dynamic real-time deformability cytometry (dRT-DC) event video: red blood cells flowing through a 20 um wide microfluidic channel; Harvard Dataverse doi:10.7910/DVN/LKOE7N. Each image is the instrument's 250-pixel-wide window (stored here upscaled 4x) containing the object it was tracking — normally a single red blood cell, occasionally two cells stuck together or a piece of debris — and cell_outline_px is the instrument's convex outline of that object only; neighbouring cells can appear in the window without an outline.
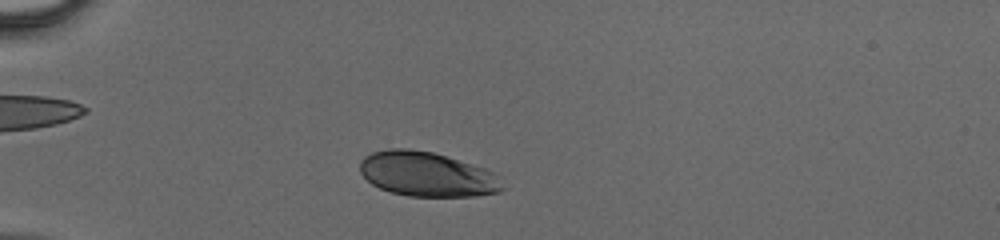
{"species": "human", "species_latin": "Homo sapiens", "temperature_condition": "cold", "stored_images_in_passage": 35, "camera_frame_rate_fps": 3000, "um_per_image_px": 0.085, "donor": {"sex": "male"}, "frame": {"image": 1, "passage_image": 8, "time_ms": 2.333, "image_size_px": [1000, 240], "cell_outline_px": [[504, 188], [500, 192], [476, 196], [408, 196], [392, 192], [380, 188], [372, 184], [360, 172], [360, 160], [364, 156], [372, 152], [388, 148], [408, 148], [432, 152], [484, 168], [500, 176]], "centroid_in_image_um": [36.29, 14.81], "position_along_channel_um": 48.7, "area_um2": 37.05}}
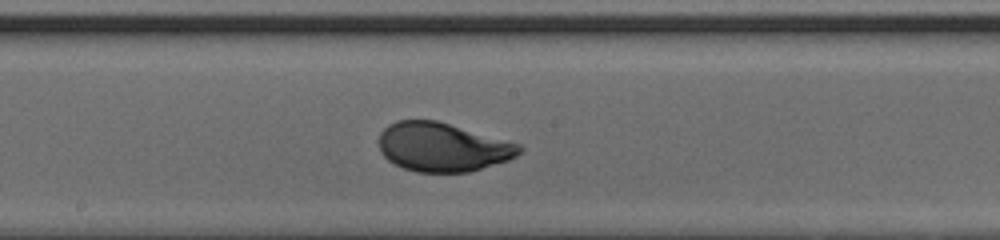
{"frame": {"image": 2, "passage_image": 21, "time_ms": 6.667, "image_size_px": [1000, 240], "cell_outline_px": [[524, 148], [516, 156], [508, 160], [468, 172], [416, 172], [404, 168], [388, 160], [380, 152], [380, 132], [388, 124], [396, 120], [436, 120], [520, 144]], "centroid_in_image_um": [37.6, 12.5], "position_along_channel_um": 210.6, "area_um2": 39.77}}
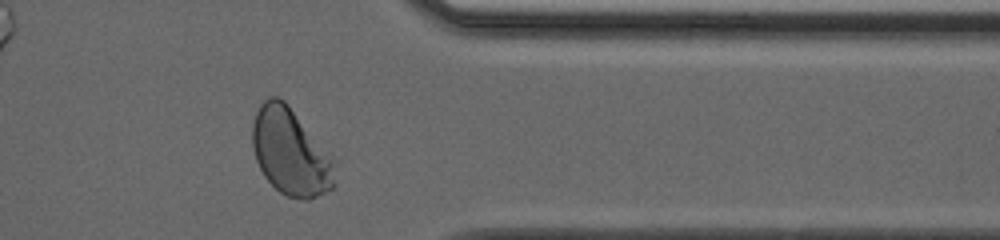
{"frame": {"image": 3, "passage_image": 33, "time_ms": 10.667, "image_size_px": [1000, 240], "cell_outline_px": [[340, 160], [336, 184], [332, 188], [308, 200], [300, 200], [288, 196], [280, 192], [264, 176], [256, 160], [252, 148], [252, 124], [256, 112], [260, 104], [268, 96], [276, 96], [284, 100], [288, 104]], "centroid_in_image_um": [24.79, 12.91], "position_along_channel_um": 386.6, "area_um2": 43.29}}